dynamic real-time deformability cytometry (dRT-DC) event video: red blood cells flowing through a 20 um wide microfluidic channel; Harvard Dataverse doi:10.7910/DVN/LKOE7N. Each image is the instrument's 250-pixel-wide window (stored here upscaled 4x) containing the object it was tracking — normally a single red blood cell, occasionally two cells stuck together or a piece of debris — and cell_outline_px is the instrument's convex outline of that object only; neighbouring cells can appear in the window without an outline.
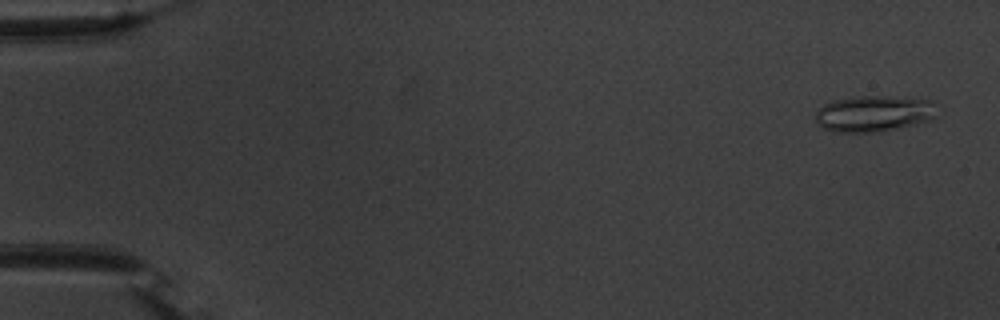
{"species": "common noctule bat (a hibernating species)", "species_latin": "Nyctalus noctula", "temperature_condition": "warm", "stored_images_in_passage": 54, "camera_frame_rate_fps": 3000, "um_per_image_px": 0.085, "animal": {"sex": "male", "body_mass_g": 20.1, "forearm_length_mm": 53.5}, "frame": {"image": 1, "passage_image": 2, "time_ms": 0.333, "image_size_px": [1000, 320], "cell_outline_px": [[936, 116], [932, 120], [880, 132], [836, 132], [824, 128], [816, 120], [816, 112], [824, 104], [836, 100], [852, 96], [888, 96], [932, 100]], "centroid_in_image_um": [74.29, 9.65], "position_along_channel_um": 10.7, "area_um2": 25.49}}
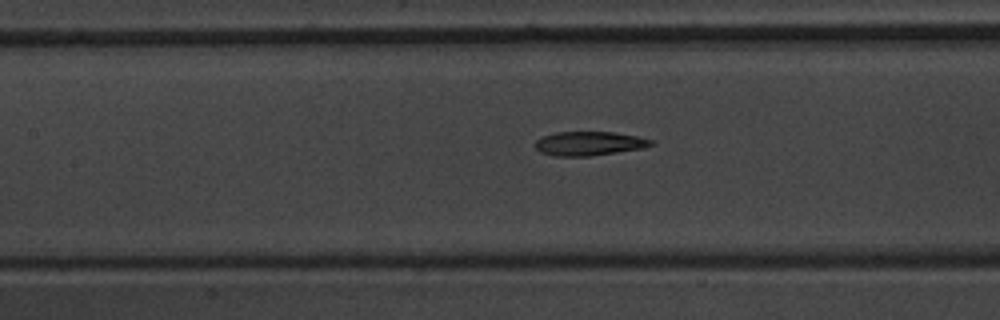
{"frame": {"image": 2, "passage_image": 25, "time_ms": 8.0, "image_size_px": [1000, 320], "cell_outline_px": [[652, 144], [644, 148], [592, 156], [552, 156], [540, 152], [536, 148], [536, 140], [544, 136], [556, 132], [612, 132], [636, 136], [652, 140]], "centroid_in_image_um": [50.06, 12.21], "position_along_channel_um": 157.3, "area_um2": 16.13}}
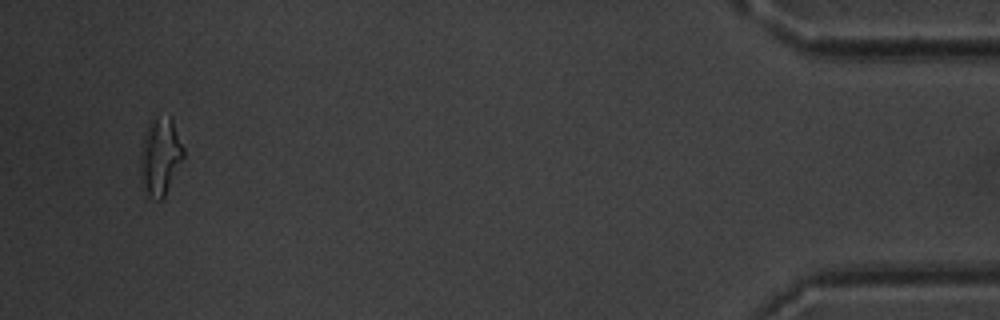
{"frame": {"image": 3, "passage_image": 52, "time_ms": 17.0, "image_size_px": [1000, 320], "cell_outline_px": [[184, 156], [164, 196], [160, 200], [156, 200], [148, 196], [144, 192], [140, 180], [140, 152], [144, 136], [148, 124], [152, 116], [172, 116], [184, 148]], "centroid_in_image_um": [13.6, 13.27], "position_along_channel_um": 421.6, "area_um2": 19.77}, "authors_computed_cell_mechanics": {"area_um2": 17.3689, "velocity_mm_per_s": 3.7395, "shape_relaxation_time_tau1_ms": 4.103, "shape_relaxation_time_tau2_ms": 3.3161, "deformation_change_tau1": 0.1667, "deformation_change_tau2": 0.1339}}